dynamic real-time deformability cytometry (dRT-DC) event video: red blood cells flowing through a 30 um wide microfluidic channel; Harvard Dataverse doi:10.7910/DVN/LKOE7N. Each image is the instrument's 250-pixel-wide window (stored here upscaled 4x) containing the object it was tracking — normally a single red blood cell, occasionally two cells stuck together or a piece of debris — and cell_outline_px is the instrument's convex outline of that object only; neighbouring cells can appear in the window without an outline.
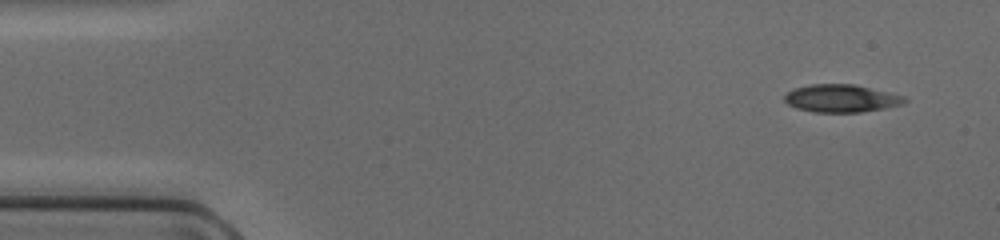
{"species": "common noctule bat (a hibernating species)", "species_latin": "Nyctalus noctula", "temperature_condition": "cold", "stored_images_in_passage": 45, "camera_frame_rate_fps": 3000, "um_per_image_px": 0.085, "animal": {"sex": "female", "body_mass_g": 17.0, "forearm_length_mm": 48.0}, "frame": {"image": 1, "passage_image": 1, "time_ms": 0.0, "image_size_px": [1000, 240], "cell_outline_px": [[908, 100], [904, 104], [884, 108], [860, 112], [812, 112], [796, 108], [788, 104], [784, 100], [784, 96], [792, 88], [808, 84], [852, 84], [904, 96]], "centroid_in_image_um": [71.46, 8.36], "position_along_channel_um": 13.5, "area_um2": 19.36}}
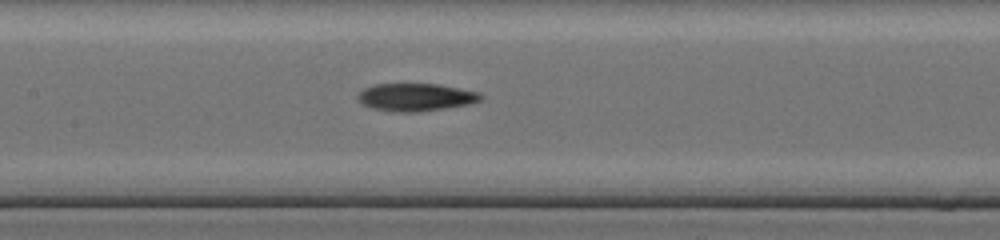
{"frame": {"image": 2, "passage_image": 20, "time_ms": 6.333, "image_size_px": [1000, 240], "cell_outline_px": [[484, 96], [480, 100], [468, 104], [444, 108], [416, 112], [392, 112], [372, 108], [364, 104], [356, 96], [364, 88], [372, 84], [436, 84], [460, 88], [480, 92]], "centroid_in_image_um": [35.34, 8.25], "position_along_channel_um": 172.1, "area_um2": 19.77}}
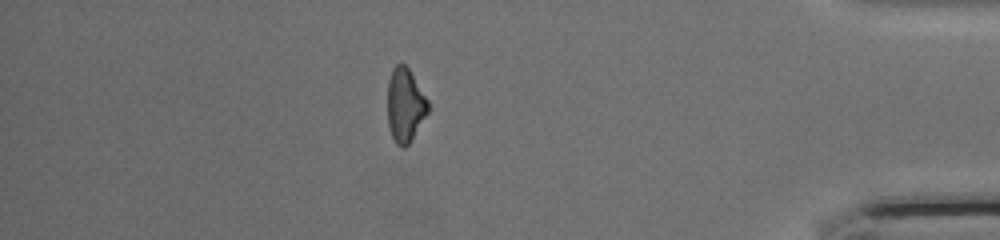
{"frame": {"image": 3, "passage_image": 39, "time_ms": 12.667, "image_size_px": [1000, 240], "cell_outline_px": [[428, 112], [412, 140], [404, 148], [400, 148], [396, 144], [392, 136], [388, 124], [388, 80], [392, 68], [396, 64], [404, 64], [408, 68], [428, 100]], "centroid_in_image_um": [34.43, 8.96], "position_along_channel_um": 400.8, "area_um2": 17.4}}